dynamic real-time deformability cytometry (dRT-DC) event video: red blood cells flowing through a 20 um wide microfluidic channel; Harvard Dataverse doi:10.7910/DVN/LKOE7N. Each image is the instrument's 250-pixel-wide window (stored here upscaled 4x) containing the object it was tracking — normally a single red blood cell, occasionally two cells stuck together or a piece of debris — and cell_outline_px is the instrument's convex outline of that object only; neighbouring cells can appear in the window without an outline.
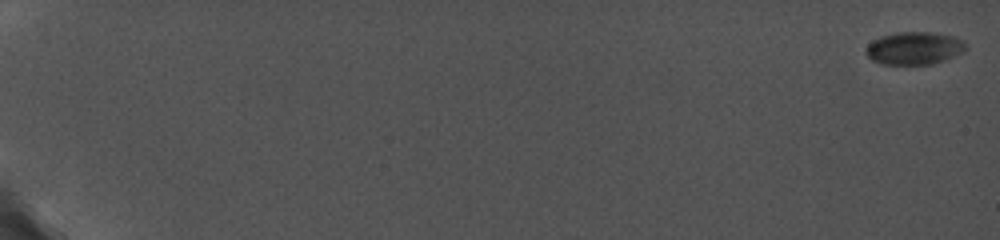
{"species": "common noctule bat (a hibernating species)", "species_latin": "Nyctalus noctula", "temperature_condition": "cold", "stored_images_in_passage": 33, "camera_frame_rate_fps": 5000, "um_per_image_px": 0.085, "animal": {"sex": "female", "body_mass_g": 19.0, "forearm_length_mm": 56.7}, "frame": {"image": 1, "passage_image": 1, "time_ms": 0.0, "image_size_px": [1000, 240], "cell_outline_px": [[968, 48], [964, 52], [932, 64], [880, 64], [872, 60], [864, 52], [864, 48], [872, 40], [880, 36], [896, 32], [932, 32], [952, 36], [964, 40], [968, 44]], "centroid_in_image_um": [77.7, 4.09], "position_along_channel_um": 7.3, "area_um2": 19.31}}
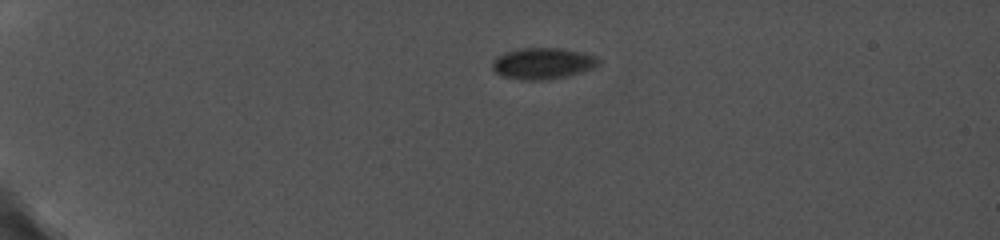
{"frame": {"image": 2, "passage_image": 13, "time_ms": 5.0, "image_size_px": [1000, 240], "cell_outline_px": [[600, 64], [592, 68], [580, 72], [564, 76], [540, 80], [524, 80], [500, 76], [492, 68], [492, 60], [496, 56], [504, 52], [524, 48], [560, 48], [584, 52], [596, 56], [600, 60]], "centroid_in_image_um": [46.11, 5.38], "position_along_channel_um": 38.9, "area_um2": 19.36}}
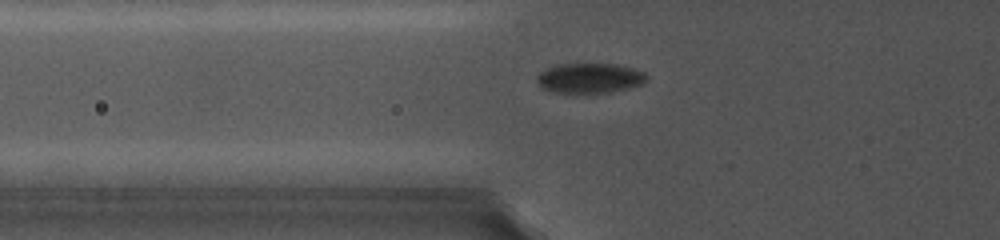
{"frame": {"image": 3, "passage_image": 19, "time_ms": 7.8, "image_size_px": [1000, 240], "cell_outline_px": [[648, 80], [644, 84], [612, 92], [572, 96], [552, 92], [540, 88], [536, 80], [536, 76], [540, 72], [556, 64], [616, 64], [632, 68], [644, 72], [648, 76]], "centroid_in_image_um": [50.09, 6.69], "position_along_channel_um": 75.7, "area_um2": 20.11}}